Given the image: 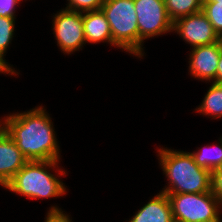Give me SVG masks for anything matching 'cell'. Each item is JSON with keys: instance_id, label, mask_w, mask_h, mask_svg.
I'll list each match as a JSON object with an SVG mask.
<instances>
[{"instance_id": "19", "label": "cell", "mask_w": 222, "mask_h": 222, "mask_svg": "<svg viewBox=\"0 0 222 222\" xmlns=\"http://www.w3.org/2000/svg\"><path fill=\"white\" fill-rule=\"evenodd\" d=\"M211 191L222 202V165L212 171Z\"/></svg>"}, {"instance_id": "4", "label": "cell", "mask_w": 222, "mask_h": 222, "mask_svg": "<svg viewBox=\"0 0 222 222\" xmlns=\"http://www.w3.org/2000/svg\"><path fill=\"white\" fill-rule=\"evenodd\" d=\"M134 0H105L103 11L112 34L113 46L138 56V24Z\"/></svg>"}, {"instance_id": "6", "label": "cell", "mask_w": 222, "mask_h": 222, "mask_svg": "<svg viewBox=\"0 0 222 222\" xmlns=\"http://www.w3.org/2000/svg\"><path fill=\"white\" fill-rule=\"evenodd\" d=\"M138 24V58L144 56V40L173 32L164 0H134ZM163 33V34H162Z\"/></svg>"}, {"instance_id": "12", "label": "cell", "mask_w": 222, "mask_h": 222, "mask_svg": "<svg viewBox=\"0 0 222 222\" xmlns=\"http://www.w3.org/2000/svg\"><path fill=\"white\" fill-rule=\"evenodd\" d=\"M82 20L86 43L113 45L110 26L101 9L82 13Z\"/></svg>"}, {"instance_id": "7", "label": "cell", "mask_w": 222, "mask_h": 222, "mask_svg": "<svg viewBox=\"0 0 222 222\" xmlns=\"http://www.w3.org/2000/svg\"><path fill=\"white\" fill-rule=\"evenodd\" d=\"M52 22L57 46L64 54L79 51L86 44L81 12L61 9L57 11Z\"/></svg>"}, {"instance_id": "22", "label": "cell", "mask_w": 222, "mask_h": 222, "mask_svg": "<svg viewBox=\"0 0 222 222\" xmlns=\"http://www.w3.org/2000/svg\"><path fill=\"white\" fill-rule=\"evenodd\" d=\"M216 83H222V51L220 54V59H219L217 72H216Z\"/></svg>"}, {"instance_id": "10", "label": "cell", "mask_w": 222, "mask_h": 222, "mask_svg": "<svg viewBox=\"0 0 222 222\" xmlns=\"http://www.w3.org/2000/svg\"><path fill=\"white\" fill-rule=\"evenodd\" d=\"M28 162L16 143L0 126V185H5Z\"/></svg>"}, {"instance_id": "16", "label": "cell", "mask_w": 222, "mask_h": 222, "mask_svg": "<svg viewBox=\"0 0 222 222\" xmlns=\"http://www.w3.org/2000/svg\"><path fill=\"white\" fill-rule=\"evenodd\" d=\"M15 18L0 16V60L5 63L16 75L20 74L11 68L12 65L6 62L4 56L9 49V44L11 43L14 35Z\"/></svg>"}, {"instance_id": "8", "label": "cell", "mask_w": 222, "mask_h": 222, "mask_svg": "<svg viewBox=\"0 0 222 222\" xmlns=\"http://www.w3.org/2000/svg\"><path fill=\"white\" fill-rule=\"evenodd\" d=\"M172 31L179 34L193 48L209 45L221 39L202 11L175 20Z\"/></svg>"}, {"instance_id": "2", "label": "cell", "mask_w": 222, "mask_h": 222, "mask_svg": "<svg viewBox=\"0 0 222 222\" xmlns=\"http://www.w3.org/2000/svg\"><path fill=\"white\" fill-rule=\"evenodd\" d=\"M161 168L168 179L164 193H204L211 191L212 172L199 167L190 152L169 148L157 150Z\"/></svg>"}, {"instance_id": "24", "label": "cell", "mask_w": 222, "mask_h": 222, "mask_svg": "<svg viewBox=\"0 0 222 222\" xmlns=\"http://www.w3.org/2000/svg\"><path fill=\"white\" fill-rule=\"evenodd\" d=\"M203 2H220V3H222V0H203Z\"/></svg>"}, {"instance_id": "5", "label": "cell", "mask_w": 222, "mask_h": 222, "mask_svg": "<svg viewBox=\"0 0 222 222\" xmlns=\"http://www.w3.org/2000/svg\"><path fill=\"white\" fill-rule=\"evenodd\" d=\"M174 222H222V202L212 193H166Z\"/></svg>"}, {"instance_id": "23", "label": "cell", "mask_w": 222, "mask_h": 222, "mask_svg": "<svg viewBox=\"0 0 222 222\" xmlns=\"http://www.w3.org/2000/svg\"><path fill=\"white\" fill-rule=\"evenodd\" d=\"M0 73H6L8 75L11 74V76L13 75H16L5 63H3L1 60H0Z\"/></svg>"}, {"instance_id": "17", "label": "cell", "mask_w": 222, "mask_h": 222, "mask_svg": "<svg viewBox=\"0 0 222 222\" xmlns=\"http://www.w3.org/2000/svg\"><path fill=\"white\" fill-rule=\"evenodd\" d=\"M202 12L213 25L215 32L222 39V3L203 2Z\"/></svg>"}, {"instance_id": "9", "label": "cell", "mask_w": 222, "mask_h": 222, "mask_svg": "<svg viewBox=\"0 0 222 222\" xmlns=\"http://www.w3.org/2000/svg\"><path fill=\"white\" fill-rule=\"evenodd\" d=\"M222 51V39L218 42L192 48L189 56L191 76L205 81L216 82V72Z\"/></svg>"}, {"instance_id": "20", "label": "cell", "mask_w": 222, "mask_h": 222, "mask_svg": "<svg viewBox=\"0 0 222 222\" xmlns=\"http://www.w3.org/2000/svg\"><path fill=\"white\" fill-rule=\"evenodd\" d=\"M47 213L45 222H72L69 215L65 214L62 209L57 206H52Z\"/></svg>"}, {"instance_id": "11", "label": "cell", "mask_w": 222, "mask_h": 222, "mask_svg": "<svg viewBox=\"0 0 222 222\" xmlns=\"http://www.w3.org/2000/svg\"><path fill=\"white\" fill-rule=\"evenodd\" d=\"M129 222H174L170 201L167 194L159 192L150 199Z\"/></svg>"}, {"instance_id": "15", "label": "cell", "mask_w": 222, "mask_h": 222, "mask_svg": "<svg viewBox=\"0 0 222 222\" xmlns=\"http://www.w3.org/2000/svg\"><path fill=\"white\" fill-rule=\"evenodd\" d=\"M170 19L175 20L202 11L203 0H164Z\"/></svg>"}, {"instance_id": "14", "label": "cell", "mask_w": 222, "mask_h": 222, "mask_svg": "<svg viewBox=\"0 0 222 222\" xmlns=\"http://www.w3.org/2000/svg\"><path fill=\"white\" fill-rule=\"evenodd\" d=\"M219 141L218 145H208L204 146V149L198 148L197 152H190L199 167L212 172L222 165V137Z\"/></svg>"}, {"instance_id": "1", "label": "cell", "mask_w": 222, "mask_h": 222, "mask_svg": "<svg viewBox=\"0 0 222 222\" xmlns=\"http://www.w3.org/2000/svg\"><path fill=\"white\" fill-rule=\"evenodd\" d=\"M0 126L28 161H60L54 125L43 106L4 116Z\"/></svg>"}, {"instance_id": "21", "label": "cell", "mask_w": 222, "mask_h": 222, "mask_svg": "<svg viewBox=\"0 0 222 222\" xmlns=\"http://www.w3.org/2000/svg\"><path fill=\"white\" fill-rule=\"evenodd\" d=\"M21 0H0V16L16 18L15 7Z\"/></svg>"}, {"instance_id": "13", "label": "cell", "mask_w": 222, "mask_h": 222, "mask_svg": "<svg viewBox=\"0 0 222 222\" xmlns=\"http://www.w3.org/2000/svg\"><path fill=\"white\" fill-rule=\"evenodd\" d=\"M203 115L214 119L222 117V83L212 82L202 103L195 109Z\"/></svg>"}, {"instance_id": "18", "label": "cell", "mask_w": 222, "mask_h": 222, "mask_svg": "<svg viewBox=\"0 0 222 222\" xmlns=\"http://www.w3.org/2000/svg\"><path fill=\"white\" fill-rule=\"evenodd\" d=\"M66 9L76 12L100 10L105 0H67Z\"/></svg>"}, {"instance_id": "3", "label": "cell", "mask_w": 222, "mask_h": 222, "mask_svg": "<svg viewBox=\"0 0 222 222\" xmlns=\"http://www.w3.org/2000/svg\"><path fill=\"white\" fill-rule=\"evenodd\" d=\"M58 163L57 160L28 161L4 188L30 199L60 197L66 194V186L48 170L58 168Z\"/></svg>"}]
</instances>
